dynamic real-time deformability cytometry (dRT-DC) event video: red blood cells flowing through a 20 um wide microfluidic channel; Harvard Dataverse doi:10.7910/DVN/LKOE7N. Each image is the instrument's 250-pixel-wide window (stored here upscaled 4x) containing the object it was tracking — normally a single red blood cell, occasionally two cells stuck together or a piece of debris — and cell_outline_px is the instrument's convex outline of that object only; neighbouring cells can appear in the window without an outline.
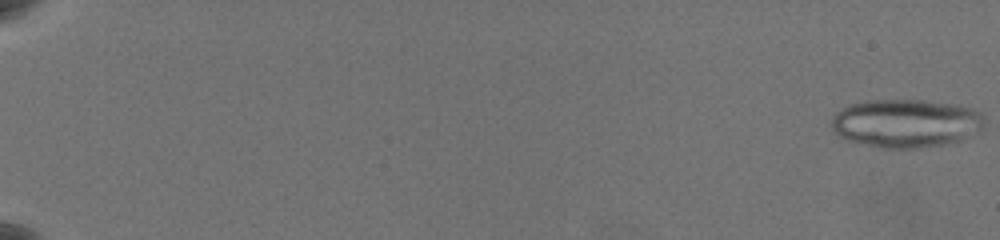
{"species": "common noctule bat (a hibernating species)", "species_latin": "Nyctalus noctula", "temperature_condition": "warm", "stored_images_in_passage": 62, "segment_of_instrument_passage": [1, 2], "camera_frame_rate_fps": 3000, "um_per_image_px": 0.085, "animal": {"sex": "female", "body_mass_g": 19.5, "forearm_length_mm": 54.1}, "frame": {"image": 1, "passage_image": 1, "time_ms": 0.0, "image_size_px": [1000, 240], "cell_outline_px": [[984, 124], [980, 132], [960, 140], [944, 144], [916, 148], [884, 148], [848, 140], [832, 132], [832, 116], [836, 112], [852, 104], [868, 100], [924, 100], [972, 108], [980, 112], [984, 116]], "centroid_in_image_um": [77.02, 10.48], "position_along_channel_um": 8.0, "area_um2": 42.95}}